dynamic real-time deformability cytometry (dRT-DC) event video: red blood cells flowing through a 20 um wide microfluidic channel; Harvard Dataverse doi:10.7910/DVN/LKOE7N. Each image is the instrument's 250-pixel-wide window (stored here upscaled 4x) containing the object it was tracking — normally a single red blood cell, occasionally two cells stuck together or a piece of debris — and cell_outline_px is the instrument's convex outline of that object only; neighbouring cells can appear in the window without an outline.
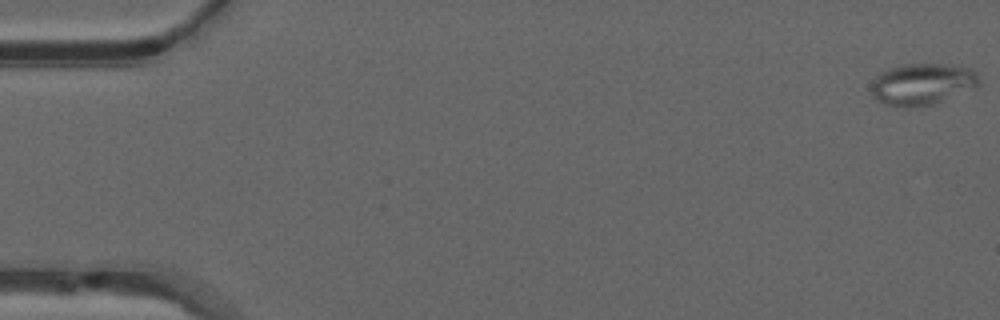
{"species": "common noctule bat (a hibernating species)", "species_latin": "Nyctalus noctula", "temperature_condition": "warm", "stored_images_in_passage": 52, "segment_of_instrument_passage": [1, 2], "camera_frame_rate_fps": 3000, "um_per_image_px": 0.085, "animal": {"sex": "male", "forearm_length_mm": 52.5}, "frame": {"image": 1, "passage_image": 1, "time_ms": 0.0, "image_size_px": [1000, 320], "cell_outline_px": [[980, 84], [976, 88], [932, 104], [912, 108], [904, 108], [884, 104], [876, 100], [872, 96], [872, 84], [876, 76], [880, 72], [888, 68], [904, 64], [944, 64], [968, 68], [976, 72], [980, 76]], "centroid_in_image_um": [78.39, 7.16], "position_along_channel_um": 6.6, "area_um2": 26.36}}
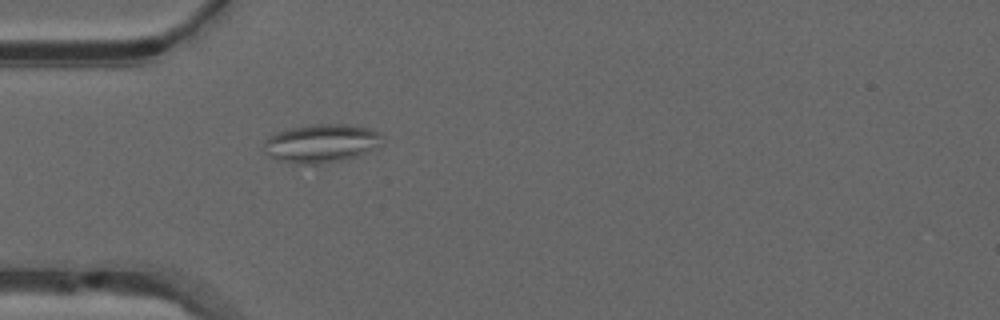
{"frame": {"image": 2, "passage_image": 16, "time_ms": 5.0, "image_size_px": [1000, 320], "cell_outline_px": [[384, 136], [376, 148], [356, 156], [340, 160], [320, 164], [296, 164], [276, 160], [268, 156], [264, 152], [264, 140], [268, 136], [276, 132], [292, 128], [312, 124], [344, 124], [368, 128], [380, 132]], "centroid_in_image_um": [27.27, 12.19], "position_along_channel_um": 57.7, "area_um2": 26.65}}